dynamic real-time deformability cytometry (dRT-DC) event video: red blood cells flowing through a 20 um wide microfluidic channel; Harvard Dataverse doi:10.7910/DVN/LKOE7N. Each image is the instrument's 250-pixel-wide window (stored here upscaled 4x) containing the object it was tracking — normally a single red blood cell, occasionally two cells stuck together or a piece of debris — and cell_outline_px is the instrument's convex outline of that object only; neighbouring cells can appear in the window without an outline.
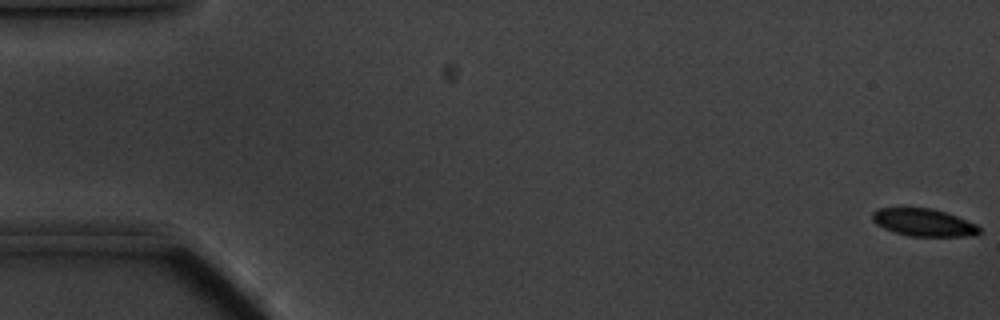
{"species": "common noctule bat (a hibernating species)", "species_latin": "Nyctalus noctula", "temperature_condition": "cold", "stored_images_in_passage": 34, "camera_frame_rate_fps": 3000, "um_per_image_px": 0.085, "animal": {"sex": "male", "body_mass_g": 20.1, "forearm_length_mm": 53.5}, "frame": {"image": 1, "passage_image": 1, "time_ms": 0.0, "image_size_px": [1000, 320], "cell_outline_px": [[980, 232], [964, 236], [908, 236], [884, 228], [876, 224], [872, 220], [872, 212], [876, 208], [932, 208], [956, 216], [976, 224], [980, 228]], "centroid_in_image_um": [78.46, 18.9], "position_along_channel_um": 6.5, "area_um2": 16.94}}
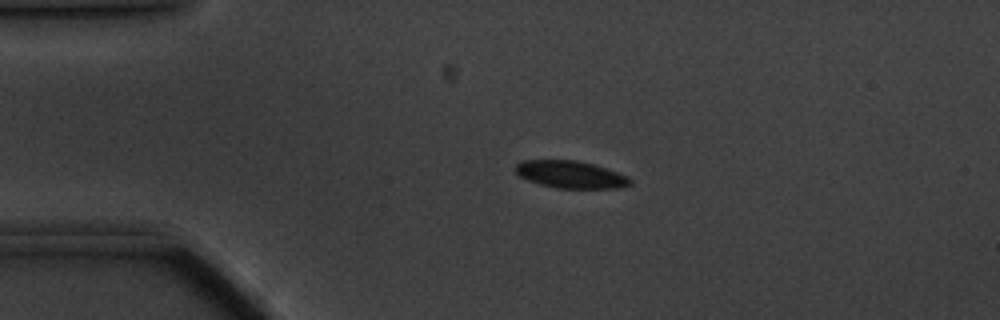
{"frame": {"image": 2, "passage_image": 13, "time_ms": 4.0, "image_size_px": [1000, 320], "cell_outline_px": [[632, 184], [620, 188], [556, 188], [540, 184], [528, 180], [520, 176], [512, 168], [520, 160], [576, 160], [592, 164], [628, 176], [632, 180]], "centroid_in_image_um": [48.47, 14.83], "position_along_channel_um": 36.5, "area_um2": 18.26}}
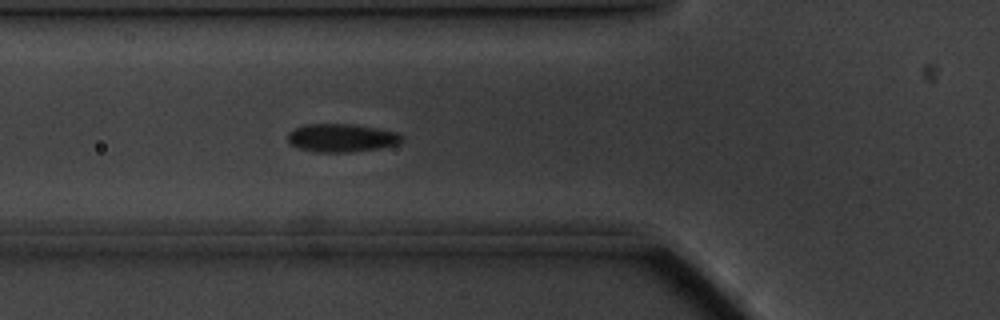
{"frame": {"image": 3, "passage_image": 21, "time_ms": 6.667, "image_size_px": [1000, 320], "cell_outline_px": [[404, 140], [400, 144], [380, 148], [348, 152], [316, 152], [300, 148], [288, 144], [288, 132], [296, 128], [308, 124], [352, 124], [376, 128], [396, 132], [404, 136]], "centroid_in_image_um": [29.06, 11.72], "position_along_channel_um": 96.7, "area_um2": 18.79}}